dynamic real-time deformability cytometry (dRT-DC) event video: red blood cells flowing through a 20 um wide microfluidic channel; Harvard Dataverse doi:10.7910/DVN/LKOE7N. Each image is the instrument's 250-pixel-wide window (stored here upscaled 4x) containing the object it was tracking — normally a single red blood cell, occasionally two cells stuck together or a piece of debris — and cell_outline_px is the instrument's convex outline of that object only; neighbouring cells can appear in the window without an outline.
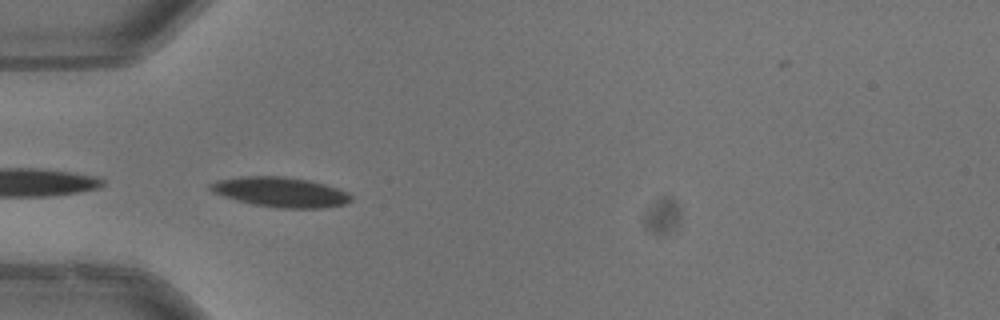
{"species": "common noctule bat (a hibernating species)", "species_latin": "Nyctalus noctula", "temperature_condition": "warm", "stored_images_in_passage": 20, "camera_frame_rate_fps": 3000, "um_per_image_px": 0.085, "animal": {"sex": "male", "body_mass_g": 13.3}, "frame": {"image": 1, "passage_image": 1, "time_ms": 0.0, "image_size_px": [1000, 320], "cell_outline_px": [[352, 200], [344, 204], [320, 208], [276, 208], [252, 204], [236, 200], [212, 192], [208, 188], [208, 184], [216, 180], [240, 176], [284, 176], [308, 180], [324, 184], [348, 192], [352, 196]], "centroid_in_image_um": [23.8, 16.32], "position_along_channel_um": 61.2, "area_um2": 24.62}}